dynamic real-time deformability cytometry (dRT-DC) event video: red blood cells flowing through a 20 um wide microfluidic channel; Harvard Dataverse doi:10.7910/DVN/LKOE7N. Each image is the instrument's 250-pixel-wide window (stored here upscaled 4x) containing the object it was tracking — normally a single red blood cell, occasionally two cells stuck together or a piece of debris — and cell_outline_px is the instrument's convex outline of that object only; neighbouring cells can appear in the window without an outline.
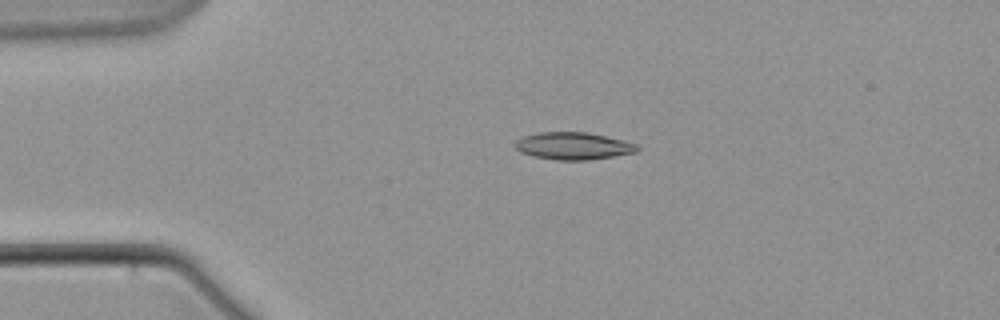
{"species": "common noctule bat (a hibernating species)", "species_latin": "Nyctalus noctula", "temperature_condition": "warm", "stored_images_in_passage": 11, "camera_frame_rate_fps": 3000, "um_per_image_px": 0.085, "animal": {"sex": "male", "body_mass_g": 21.5, "forearm_length_mm": 52.0}, "frame": {"image": 1, "passage_image": 4, "time_ms": 4.667, "image_size_px": [1000, 320], "cell_outline_px": [[640, 148], [636, 152], [588, 160], [556, 160], [532, 156], [520, 152], [516, 148], [516, 140], [524, 136], [540, 132], [588, 132], [624, 140], [636, 144]], "centroid_in_image_um": [48.73, 12.4], "position_along_channel_um": 36.3, "area_um2": 19.36}}
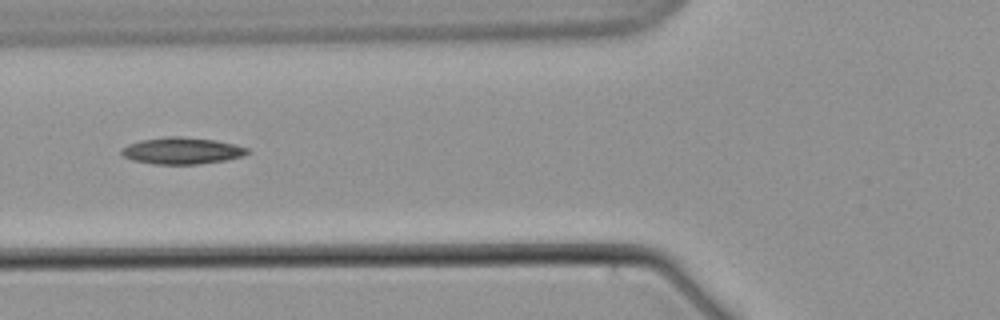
{"frame": {"image": 2, "passage_image": 7, "time_ms": 8.333, "image_size_px": [1000, 320], "cell_outline_px": [[248, 152], [240, 156], [224, 160], [200, 164], [152, 164], [132, 160], [124, 156], [120, 152], [128, 144], [140, 140], [168, 136], [180, 136], [216, 140], [248, 148]], "centroid_in_image_um": [15.42, 12.81], "position_along_channel_um": 110.4, "area_um2": 19.36}}
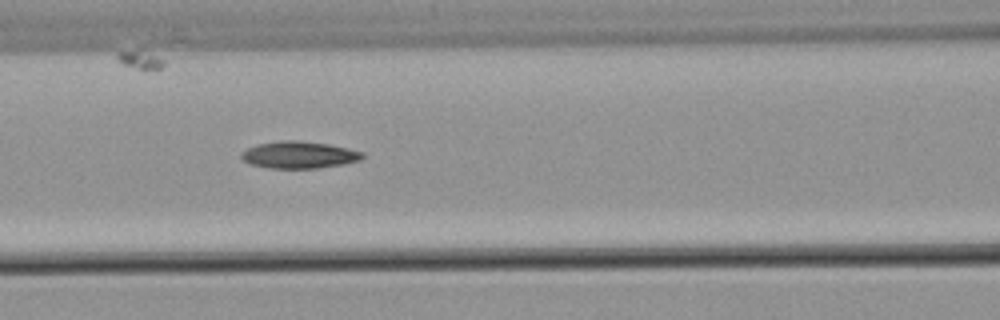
{"frame": {"image": 3, "passage_image": 8, "time_ms": 9.333, "image_size_px": [1000, 320], "cell_outline_px": [[364, 156], [360, 160], [344, 164], [316, 168], [268, 168], [248, 164], [240, 156], [248, 148], [256, 144], [280, 140], [300, 140], [328, 144], [348, 148], [364, 152]], "centroid_in_image_um": [25.42, 13.16], "position_along_channel_um": 141.2, "area_um2": 19.13}}